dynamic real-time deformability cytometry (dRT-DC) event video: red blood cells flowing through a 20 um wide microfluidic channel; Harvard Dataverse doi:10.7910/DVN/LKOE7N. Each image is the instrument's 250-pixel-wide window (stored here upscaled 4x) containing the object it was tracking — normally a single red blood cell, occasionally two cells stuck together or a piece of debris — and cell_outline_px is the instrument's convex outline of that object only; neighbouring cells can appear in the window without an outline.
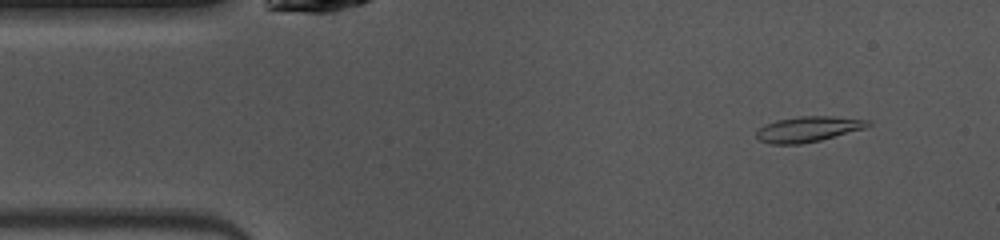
{"species": "common noctule bat (a hibernating species)", "species_latin": "Nyctalus noctula", "temperature_condition": "warm", "stored_images_in_passage": 47, "camera_frame_rate_fps": 3000, "um_per_image_px": 0.085, "animal": {"sex": "female", "body_mass_g": 10.0, "forearm_length_mm": 53.1}, "frame": {"image": 1, "passage_image": 4, "time_ms": 1.0, "image_size_px": [1000, 240], "cell_outline_px": [[872, 124], [864, 128], [820, 140], [800, 144], [772, 144], [760, 140], [756, 136], [756, 132], [764, 124], [776, 120], [800, 116], [832, 116], [872, 120]], "centroid_in_image_um": [68.7, 10.96], "position_along_channel_um": 16.3, "area_um2": 16.47}}
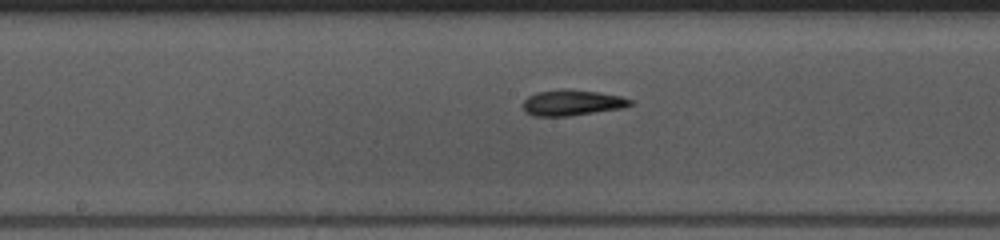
{"frame": {"image": 2, "passage_image": 22, "time_ms": 7.0, "image_size_px": [1000, 240], "cell_outline_px": [[632, 104], [624, 108], [572, 116], [532, 116], [524, 112], [524, 100], [528, 96], [536, 92], [564, 88], [568, 88], [600, 92], [620, 96], [632, 100]], "centroid_in_image_um": [48.62, 8.73], "position_along_channel_um": 199.6, "area_um2": 16.42}}
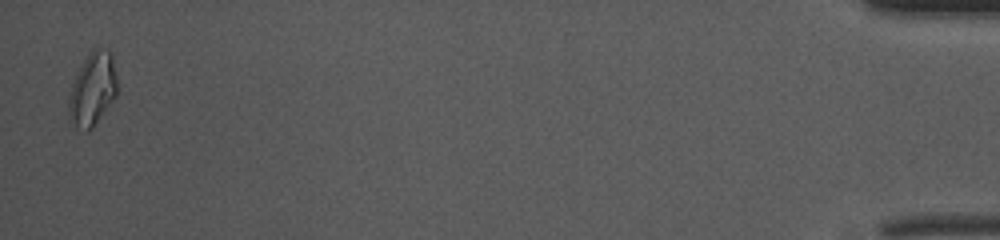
{"frame": {"image": 3, "passage_image": 46, "time_ms": 15.0, "image_size_px": [1000, 240], "cell_outline_px": [[116, 96], [92, 128], [88, 132], [68, 120], [68, 96], [72, 84], [84, 60], [92, 48], [100, 48], [112, 52], [116, 76]], "centroid_in_image_um": [7.86, 7.58], "position_along_channel_um": 427.3, "area_um2": 20.46}, "authors_computed_cell_mechanics": {"area_um2": 15.8372, "velocity_mm_per_s": 4.1114, "shape_relaxation_time_tau1_ms": 4.8616, "shape_relaxation_time_tau2_ms": 1.9326, "deformation_change_tau1": 0.1807, "deformation_change_tau2": 0.1}}